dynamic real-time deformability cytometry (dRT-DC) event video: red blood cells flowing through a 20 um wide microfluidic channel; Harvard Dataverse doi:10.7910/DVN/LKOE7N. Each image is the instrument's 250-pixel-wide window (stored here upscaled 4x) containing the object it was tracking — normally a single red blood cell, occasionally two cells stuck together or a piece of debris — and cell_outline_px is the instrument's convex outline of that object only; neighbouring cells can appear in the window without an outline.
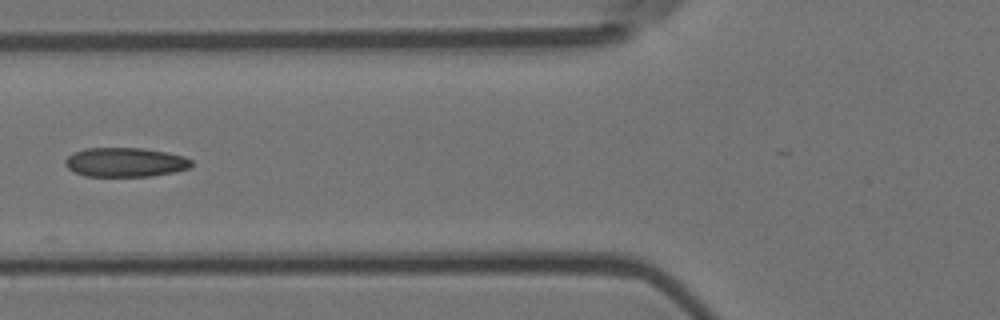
{"species": "Egyptian fruit bat (a non-hibernating species)", "species_latin": "Rousettus aegyptiacus", "temperature_condition": "room temperature", "stored_images_in_passage": 6, "camera_frame_rate_fps": 3000, "um_per_image_px": 0.085, "animal": {"sex": "female"}, "frame": {"image": 1, "passage_image": 6, "time_ms": 1.667, "image_size_px": [1000, 320], "cell_outline_px": [[192, 168], [152, 176], [84, 176], [68, 168], [64, 164], [64, 160], [72, 152], [84, 148], [144, 148], [168, 152], [184, 156], [192, 160]], "centroid_in_image_um": [10.65, 13.78], "position_along_channel_um": 115.1, "area_um2": 21.73}}